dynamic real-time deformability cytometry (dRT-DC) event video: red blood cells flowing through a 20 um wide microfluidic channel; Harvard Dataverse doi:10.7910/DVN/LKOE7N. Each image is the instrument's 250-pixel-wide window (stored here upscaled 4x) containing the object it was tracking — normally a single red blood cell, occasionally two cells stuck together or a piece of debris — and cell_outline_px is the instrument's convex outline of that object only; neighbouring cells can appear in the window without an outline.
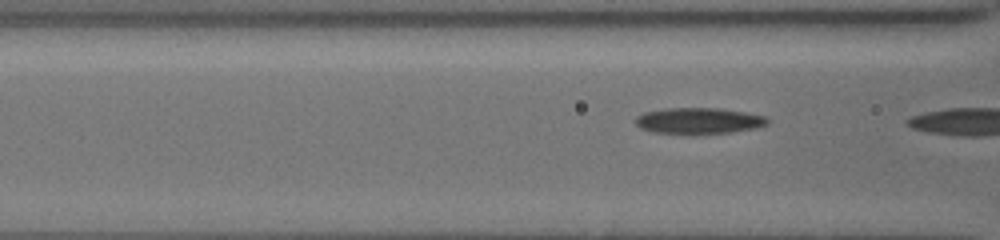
{"species": "common noctule bat (a hibernating species)", "species_latin": "Nyctalus noctula", "temperature_condition": "cold", "stored_images_in_passage": 9, "camera_frame_rate_fps": 3000, "um_per_image_px": 0.085, "animal": {"sex": "female", "body_mass_g": 19.5, "forearm_length_mm": 54.1}, "frame": {"image": 1, "passage_image": 8, "time_ms": 2.333, "image_size_px": [1000, 240], "cell_outline_px": [[768, 124], [756, 128], [732, 132], [692, 136], [652, 132], [640, 128], [636, 124], [636, 116], [644, 112], [668, 108], [720, 108], [768, 116]], "centroid_in_image_um": [59.39, 10.3], "position_along_channel_um": 107.2, "area_um2": 20.75}}